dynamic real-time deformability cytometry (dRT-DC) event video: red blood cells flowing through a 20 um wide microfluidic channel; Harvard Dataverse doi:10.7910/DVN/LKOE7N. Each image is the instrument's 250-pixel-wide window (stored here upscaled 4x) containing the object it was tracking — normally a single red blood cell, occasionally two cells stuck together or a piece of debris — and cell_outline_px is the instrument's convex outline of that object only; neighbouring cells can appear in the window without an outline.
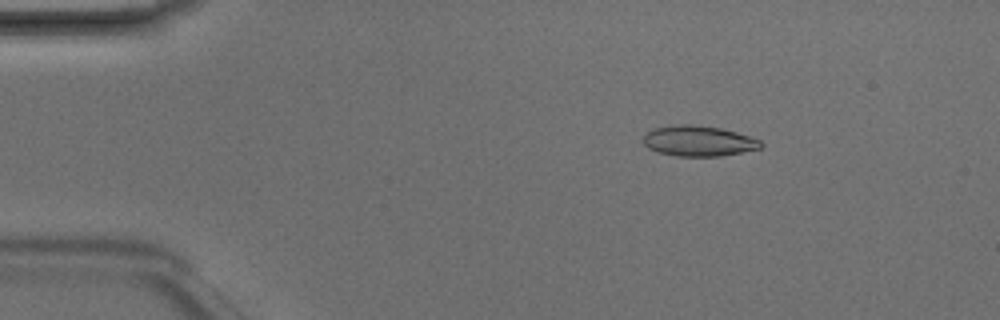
{"species": "Egyptian fruit bat (a non-hibernating species)", "species_latin": "Rousettus aegyptiacus", "temperature_condition": "room temperature", "stored_images_in_passage": 6, "camera_frame_rate_fps": 3000, "um_per_image_px": 0.085, "animal": {"sex": "male"}, "frame": {"image": 1, "passage_image": 3, "time_ms": 0.667, "image_size_px": [1000, 320], "cell_outline_px": [[764, 144], [760, 148], [720, 156], [676, 156], [660, 152], [648, 148], [644, 144], [644, 136], [648, 132], [656, 128], [680, 124], [692, 124], [720, 128], [736, 132], [760, 140]], "centroid_in_image_um": [59.39, 11.98], "position_along_channel_um": 25.6, "area_um2": 20.58}}